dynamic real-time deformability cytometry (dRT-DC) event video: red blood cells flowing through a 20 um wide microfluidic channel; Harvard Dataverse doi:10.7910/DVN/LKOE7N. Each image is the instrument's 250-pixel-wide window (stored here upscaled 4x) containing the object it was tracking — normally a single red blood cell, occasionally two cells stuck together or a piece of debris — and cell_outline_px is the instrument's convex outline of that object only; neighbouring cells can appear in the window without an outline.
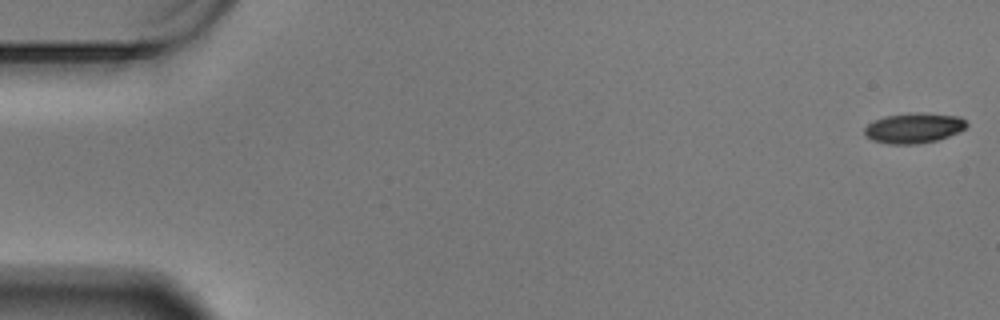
{"species": "Egyptian fruit bat (a non-hibernating species)", "species_latin": "Rousettus aegyptiacus", "temperature_condition": "warm", "stored_images_in_passage": 59, "camera_frame_rate_fps": 3000, "um_per_image_px": 0.085, "animal": {"sex": "male"}, "frame": {"image": 1, "passage_image": 1, "time_ms": 0.0, "image_size_px": [1000, 320], "cell_outline_px": [[968, 124], [960, 132], [936, 140], [916, 144], [888, 144], [872, 140], [864, 136], [864, 128], [868, 124], [884, 116], [908, 112], [924, 112], [960, 116]], "centroid_in_image_um": [77.66, 10.87], "position_along_channel_um": 7.3, "area_um2": 18.21}}
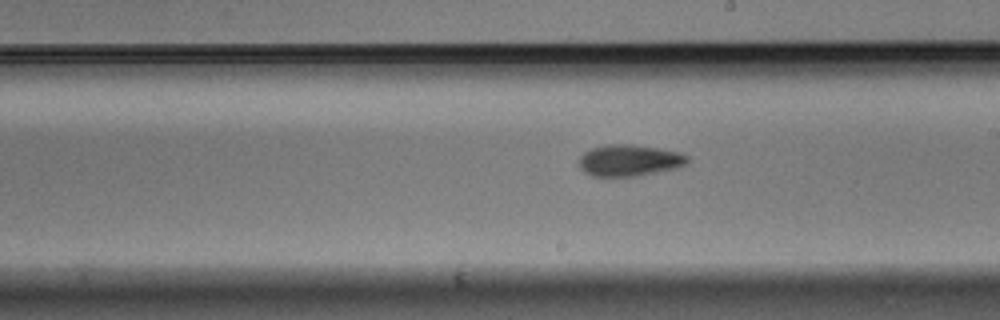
{"frame": {"image": 2, "passage_image": 34, "time_ms": 11.0, "image_size_px": [1000, 320], "cell_outline_px": [[688, 164], [676, 168], [636, 176], [592, 176], [584, 172], [580, 168], [580, 156], [584, 152], [592, 148], [608, 144], [632, 144], [680, 152], [688, 156]], "centroid_in_image_um": [53.5, 13.63], "position_along_channel_um": 235.5, "area_um2": 19.83}}
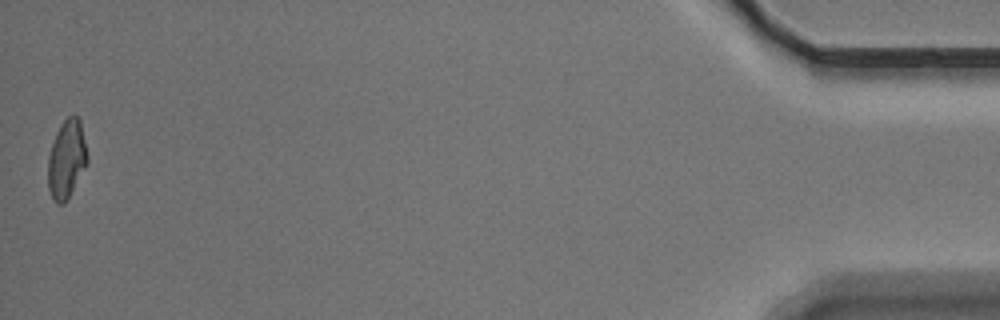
{"frame": {"image": 3, "passage_image": 59, "time_ms": 19.333, "image_size_px": [1000, 320], "cell_outline_px": [[88, 164], [64, 204], [56, 204], [52, 200], [48, 188], [48, 156], [56, 132], [60, 124], [68, 116], [76, 116], [80, 120], [88, 156]], "centroid_in_image_um": [5.66, 13.56], "position_along_channel_um": 429.5, "area_um2": 18.09}, "authors_computed_cell_mechanics": {"area_um2": 18.6116, "velocity_mm_per_s": 3.4377, "shape_relaxation_time_tau1_ms": 4.7661, "shape_relaxation_time_tau2_ms": 6.2976, "deformation_change_tau1": 0.1549, "deformation_change_tau2": 0.1324}}